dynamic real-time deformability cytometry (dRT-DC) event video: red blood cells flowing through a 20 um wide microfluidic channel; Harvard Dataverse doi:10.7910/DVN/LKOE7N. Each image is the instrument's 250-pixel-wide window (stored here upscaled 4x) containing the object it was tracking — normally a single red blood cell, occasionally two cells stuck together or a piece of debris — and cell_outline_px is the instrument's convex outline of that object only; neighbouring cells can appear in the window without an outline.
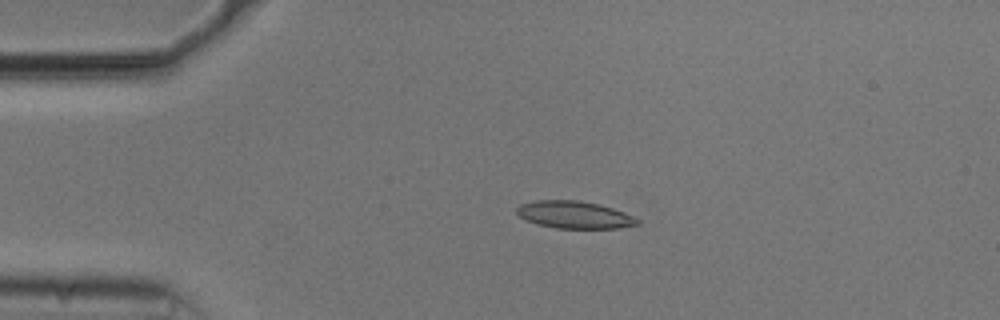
{"species": "common noctule bat (a hibernating species)", "species_latin": "Nyctalus noctula", "temperature_condition": "cold", "stored_images_in_passage": 54, "camera_frame_rate_fps": 3000, "um_per_image_px": 0.085, "animal": {"sex": "male", "body_mass_g": 20.5, "forearm_length_mm": 52.5}, "frame": {"image": 1, "passage_image": 12, "time_ms": 3.667, "image_size_px": [1000, 320], "cell_outline_px": [[640, 224], [616, 228], [556, 228], [536, 224], [520, 216], [516, 212], [516, 208], [520, 204], [532, 200], [576, 200], [600, 204], [624, 212], [640, 220]], "centroid_in_image_um": [48.81, 18.25], "position_along_channel_um": 36.2, "area_um2": 19.19}}
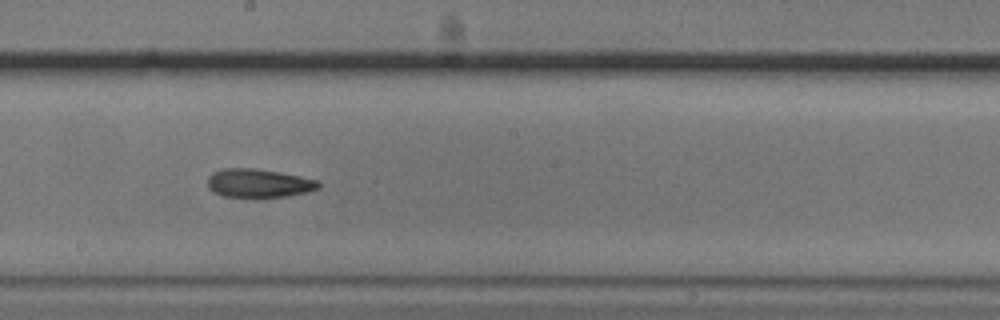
{"frame": {"image": 2, "passage_image": 30, "time_ms": 9.667, "image_size_px": [1000, 320], "cell_outline_px": [[320, 188], [308, 192], [288, 196], [256, 200], [252, 200], [224, 196], [212, 192], [208, 188], [208, 176], [212, 172], [224, 168], [256, 168], [280, 172], [320, 180]], "centroid_in_image_um": [21.99, 15.61], "position_along_channel_um": 226.2, "area_um2": 19.48}}
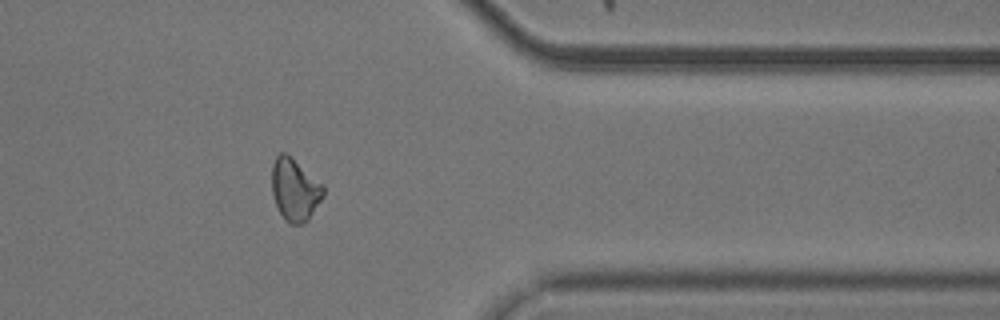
{"frame": {"image": 3, "passage_image": 44, "time_ms": 14.333, "image_size_px": [1000, 320], "cell_outline_px": [[324, 196], [308, 220], [304, 224], [288, 224], [280, 212], [276, 204], [272, 192], [272, 164], [276, 156], [280, 152], [284, 152], [292, 156], [324, 184]], "centroid_in_image_um": [25.08, 16.1], "position_along_channel_um": 386.3, "area_um2": 19.02}, "authors_computed_cell_mechanics": {"area_um2": 19.074, "velocity_mm_per_s": 3.7433, "shape_relaxation_time_tau1_ms": null, "shape_relaxation_time_tau2_ms": 9.642, "deformation_change_tau1": null, "deformation_change_tau2": 0.2007}}